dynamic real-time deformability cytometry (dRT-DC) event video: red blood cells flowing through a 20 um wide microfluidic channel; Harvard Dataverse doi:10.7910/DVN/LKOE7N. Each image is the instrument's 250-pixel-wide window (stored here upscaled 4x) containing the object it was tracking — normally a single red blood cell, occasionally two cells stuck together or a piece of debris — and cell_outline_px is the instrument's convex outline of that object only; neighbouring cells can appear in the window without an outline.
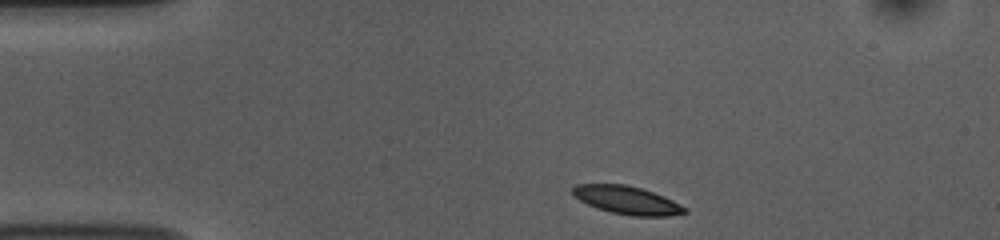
{"species": "common noctule bat (a hibernating species)", "species_latin": "Nyctalus noctula", "temperature_condition": "room temperature", "stored_images_in_passage": 45, "camera_frame_rate_fps": 3000, "um_per_image_px": 0.085, "animal": {"sex": "female", "body_mass_g": 10.0, "forearm_length_mm": 53.1}, "frame": {"image": 1, "passage_image": 1, "time_ms": 0.0, "image_size_px": [1000, 240], "cell_outline_px": [[688, 212], [668, 216], [632, 216], [612, 212], [588, 204], [580, 200], [572, 192], [572, 188], [576, 184], [624, 184], [640, 188], [664, 196], [688, 208]], "centroid_in_image_um": [53.33, 17.01], "position_along_channel_um": 31.7, "area_um2": 18.09}}
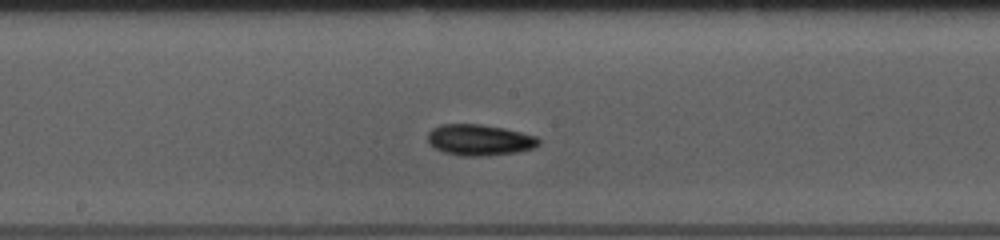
{"frame": {"image": 2, "passage_image": 19, "time_ms": 6.0, "image_size_px": [1000, 240], "cell_outline_px": [[540, 144], [532, 148], [520, 152], [480, 156], [464, 156], [444, 152], [436, 148], [428, 140], [428, 132], [432, 128], [440, 124], [480, 124], [504, 128], [536, 136], [540, 140]], "centroid_in_image_um": [40.77, 11.89], "position_along_channel_um": 207.4, "area_um2": 20.0}}
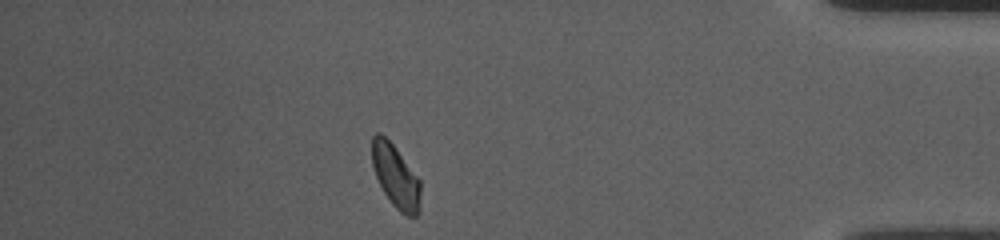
{"frame": {"image": 3, "passage_image": 38, "time_ms": 12.333, "image_size_px": [1000, 240], "cell_outline_px": [[420, 212], [416, 216], [404, 216], [392, 204], [384, 192], [376, 176], [372, 164], [372, 136], [376, 132], [380, 132], [396, 148], [420, 180]], "centroid_in_image_um": [33.64, 15.0], "position_along_channel_um": 401.6, "area_um2": 17.8}, "authors_computed_cell_mechanics": {"area_um2": 18.7272, "velocity_mm_per_s": 3.7062, "shape_relaxation_time_tau1_ms": 2.7202, "shape_relaxation_time_tau2_ms": 2.783, "deformation_change_tau1": 0.0833, "deformation_change_tau2": 0.0702}}